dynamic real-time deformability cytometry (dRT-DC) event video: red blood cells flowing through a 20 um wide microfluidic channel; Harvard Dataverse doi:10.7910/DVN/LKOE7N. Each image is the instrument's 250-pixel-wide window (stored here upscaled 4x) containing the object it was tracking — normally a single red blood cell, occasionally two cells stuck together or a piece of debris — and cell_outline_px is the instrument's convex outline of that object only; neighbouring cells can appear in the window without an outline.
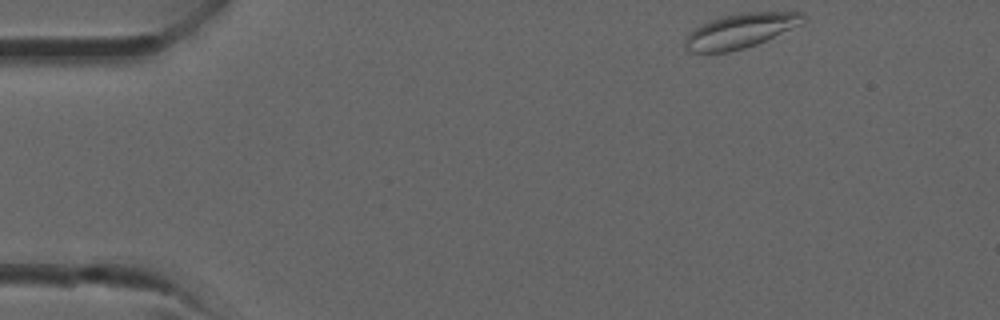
{"species": "common noctule bat (a hibernating species)", "species_latin": "Nyctalus noctula", "temperature_condition": "room temperature", "stored_images_in_passage": 34, "camera_frame_rate_fps": 3000, "um_per_image_px": 0.085, "animal": {"sex": "male", "forearm_length_mm": 52.5}, "frame": {"image": 1, "passage_image": 1, "time_ms": 0.0, "image_size_px": [1000, 320], "cell_outline_px": [[804, 24], [756, 44], [744, 48], [728, 52], [688, 52], [684, 48], [684, 40], [696, 28], [712, 20], [724, 16], [744, 12], [804, 12]], "centroid_in_image_um": [62.98, 2.62], "position_along_channel_um": 22.0, "area_um2": 23.52}}
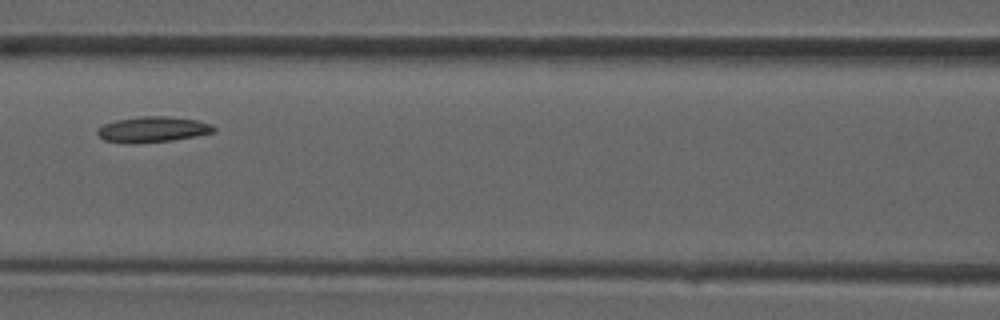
{"frame": {"image": 2, "passage_image": 13, "time_ms": 4.0, "image_size_px": [1000, 320], "cell_outline_px": [[216, 132], [172, 140], [132, 144], [104, 140], [96, 132], [96, 128], [104, 124], [116, 120], [140, 116], [168, 116], [196, 120], [212, 124], [216, 128]], "centroid_in_image_um": [12.97, 11.0], "position_along_channel_um": 153.6, "area_um2": 17.46}}
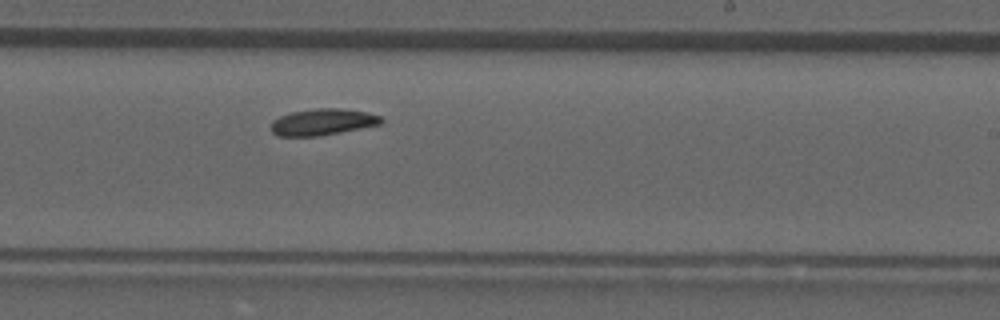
{"frame": {"image": 3, "passage_image": 19, "time_ms": 6.0, "image_size_px": [1000, 320], "cell_outline_px": [[384, 120], [380, 124], [320, 136], [276, 136], [272, 132], [272, 120], [288, 112], [316, 108], [340, 108], [368, 112], [380, 116]], "centroid_in_image_um": [27.4, 10.36], "position_along_channel_um": 261.6, "area_um2": 17.05}}